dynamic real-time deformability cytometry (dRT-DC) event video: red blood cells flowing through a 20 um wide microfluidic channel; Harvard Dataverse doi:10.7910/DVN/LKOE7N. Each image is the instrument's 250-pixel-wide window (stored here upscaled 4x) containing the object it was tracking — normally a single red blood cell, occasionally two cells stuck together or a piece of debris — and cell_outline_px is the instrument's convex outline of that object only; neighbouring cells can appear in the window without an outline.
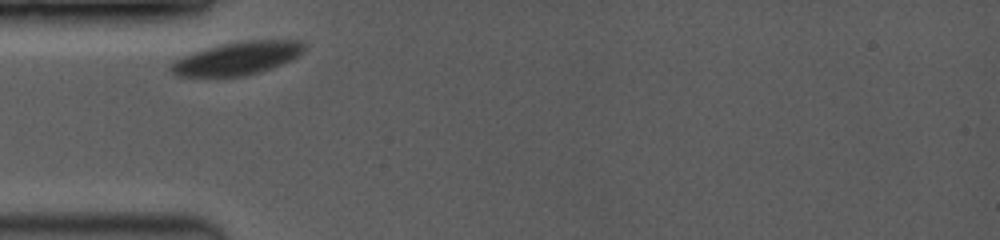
{"species": "common noctule bat (a hibernating species)", "species_latin": "Nyctalus noctula", "temperature_condition": "room temperature", "stored_images_in_passage": 17, "camera_frame_rate_fps": 3500, "um_per_image_px": 0.085, "animal": {"sex": "female", "body_mass_g": 19.0, "forearm_length_mm": 53.3}, "frame": {"image": 1, "passage_image": 1, "time_ms": 0.0, "image_size_px": [1000, 240], "cell_outline_px": [[304, 48], [292, 60], [260, 72], [244, 76], [176, 76], [168, 68], [168, 64], [184, 56], [220, 44], [248, 40], [300, 40], [304, 44]], "centroid_in_image_um": [20.15, 4.96], "position_along_channel_um": 64.8, "area_um2": 25.32}}
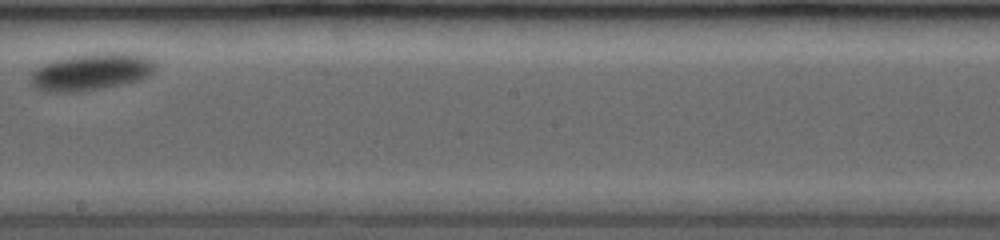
{"frame": {"image": 2, "passage_image": 10, "time_ms": 5.143, "image_size_px": [1000, 240], "cell_outline_px": [[156, 64], [152, 72], [148, 76], [140, 80], [124, 84], [104, 88], [72, 92], [52, 92], [32, 88], [32, 72], [36, 68], [44, 64], [56, 60], [72, 56], [92, 52], [124, 52], [148, 56]], "centroid_in_image_um": [7.8, 6.1], "position_along_channel_um": 240.4, "area_um2": 27.05}}
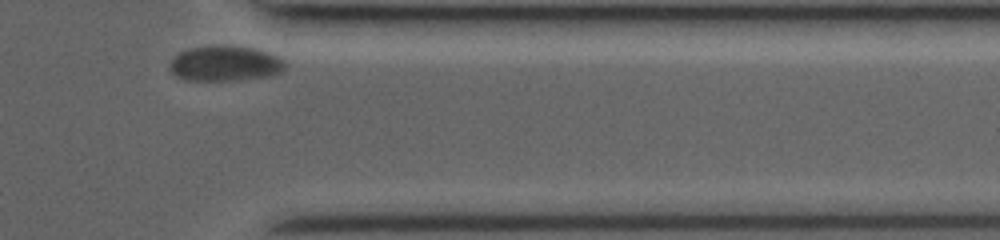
{"frame": {"image": 3, "passage_image": 17, "time_ms": 9.429, "image_size_px": [1000, 240], "cell_outline_px": [[284, 68], [280, 72], [268, 76], [236, 80], [188, 80], [176, 76], [172, 72], [172, 60], [180, 52], [192, 48], [248, 48], [264, 52], [276, 56], [284, 64]], "centroid_in_image_um": [19.11, 5.45], "position_along_channel_um": 392.3, "area_um2": 22.2}, "authors_computed_cell_mechanics": {"area_um2": 25.3164, "velocity_mm_per_s": 3.4549, "shape_relaxation_time_tau1_ms": 0.6349, "shape_relaxation_time_tau2_ms": null, "deformation_change_tau1": 0.0518, "deformation_change_tau2": null}}